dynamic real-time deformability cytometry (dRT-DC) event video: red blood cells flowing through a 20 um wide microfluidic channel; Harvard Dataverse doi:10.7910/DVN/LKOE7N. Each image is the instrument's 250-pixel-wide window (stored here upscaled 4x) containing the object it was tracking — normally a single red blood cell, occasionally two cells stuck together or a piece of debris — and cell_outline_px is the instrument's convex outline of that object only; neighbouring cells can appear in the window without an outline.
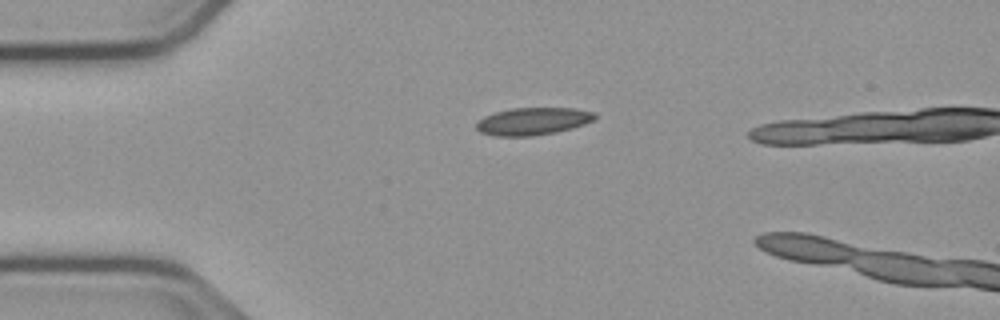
{"species": "common noctule bat (a hibernating species)", "species_latin": "Nyctalus noctula", "temperature_condition": "cold", "stored_images_in_passage": 5, "camera_frame_rate_fps": 3000, "um_per_image_px": 0.085, "animal": {"sex": "male", "body_mass_g": 23.1, "forearm_length_mm": 52.7}, "frame": {"image": 1, "passage_image": 1, "time_ms": 0.0, "image_size_px": [1000, 320], "cell_outline_px": [[596, 116], [592, 120], [584, 124], [572, 128], [556, 132], [532, 136], [496, 136], [480, 132], [476, 128], [476, 124], [484, 116], [496, 112], [512, 108], [576, 108], [596, 112]], "centroid_in_image_um": [45.31, 10.3], "position_along_channel_um": 39.7, "area_um2": 18.9}}